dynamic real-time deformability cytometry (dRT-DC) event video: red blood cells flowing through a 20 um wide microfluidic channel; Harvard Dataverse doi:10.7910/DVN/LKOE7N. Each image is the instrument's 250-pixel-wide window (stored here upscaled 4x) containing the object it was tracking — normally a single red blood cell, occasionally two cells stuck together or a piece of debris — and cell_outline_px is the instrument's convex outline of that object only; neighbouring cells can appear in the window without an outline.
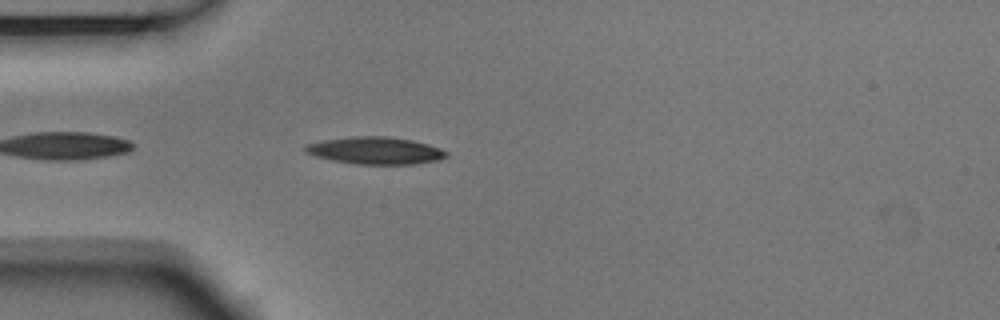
{"species": "Egyptian fruit bat (a non-hibernating species)", "species_latin": "Rousettus aegyptiacus", "temperature_condition": "room temperature", "stored_images_in_passage": 8, "camera_frame_rate_fps": 3000, "um_per_image_px": 0.085, "animal": {"sex": "male"}, "frame": {"image": 1, "passage_image": 1, "time_ms": 0.0, "image_size_px": [1000, 320], "cell_outline_px": [[448, 156], [440, 160], [416, 164], [356, 164], [332, 160], [316, 156], [304, 152], [304, 144], [324, 140], [352, 136], [388, 136], [412, 140], [428, 144], [440, 148], [448, 152]], "centroid_in_image_um": [31.92, 12.8], "position_along_channel_um": 53.1, "area_um2": 22.54}}
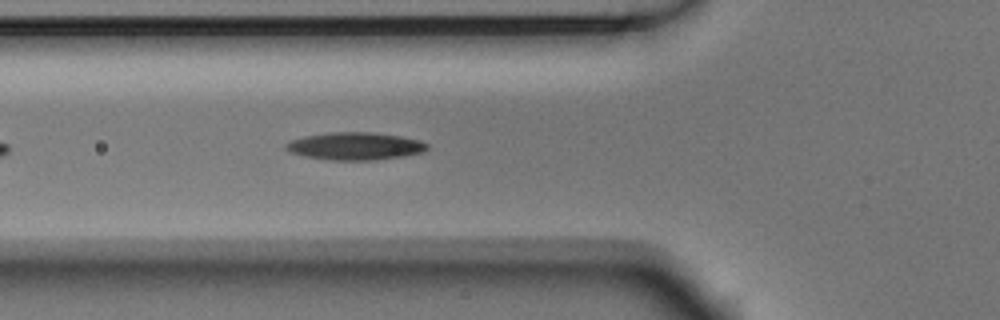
{"frame": {"image": 2, "passage_image": 5, "time_ms": 1.333, "image_size_px": [1000, 320], "cell_outline_px": [[428, 148], [424, 152], [404, 156], [376, 160], [332, 160], [304, 156], [288, 152], [284, 148], [284, 144], [292, 140], [304, 136], [332, 132], [372, 132], [400, 136], [420, 140], [428, 144]], "centroid_in_image_um": [30.18, 12.42], "position_along_channel_um": 95.6, "area_um2": 22.83}}